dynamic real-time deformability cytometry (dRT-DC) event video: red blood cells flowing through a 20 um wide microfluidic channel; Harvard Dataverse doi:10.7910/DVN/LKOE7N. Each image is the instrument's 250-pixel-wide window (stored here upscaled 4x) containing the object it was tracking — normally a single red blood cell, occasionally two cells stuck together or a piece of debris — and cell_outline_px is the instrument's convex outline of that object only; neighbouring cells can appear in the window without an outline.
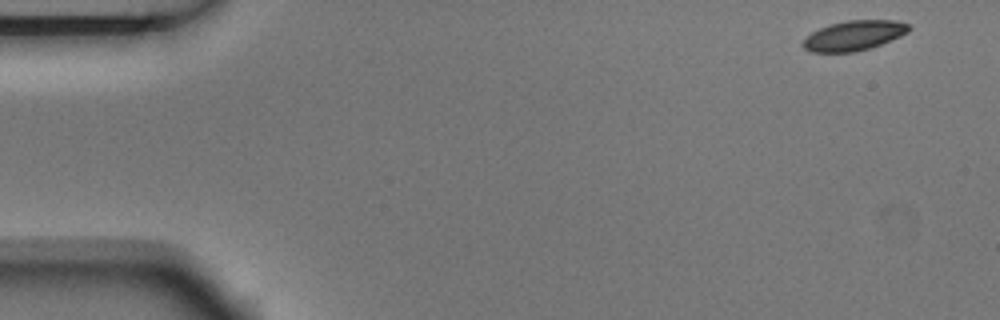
{"species": "Egyptian fruit bat (a non-hibernating species)", "species_latin": "Rousettus aegyptiacus", "temperature_condition": "room temperature", "stored_images_in_passage": 15, "camera_frame_rate_fps": 3000, "um_per_image_px": 0.085, "animal": {"sex": "male"}, "frame": {"image": 1, "passage_image": 1, "time_ms": 0.0, "image_size_px": [1000, 320], "cell_outline_px": [[912, 28], [908, 32], [900, 36], [880, 44], [856, 52], [812, 52], [804, 48], [800, 44], [812, 32], [820, 28], [832, 24], [848, 20], [896, 20], [908, 24]], "centroid_in_image_um": [72.59, 3.02], "position_along_channel_um": 12.4, "area_um2": 18.26}}
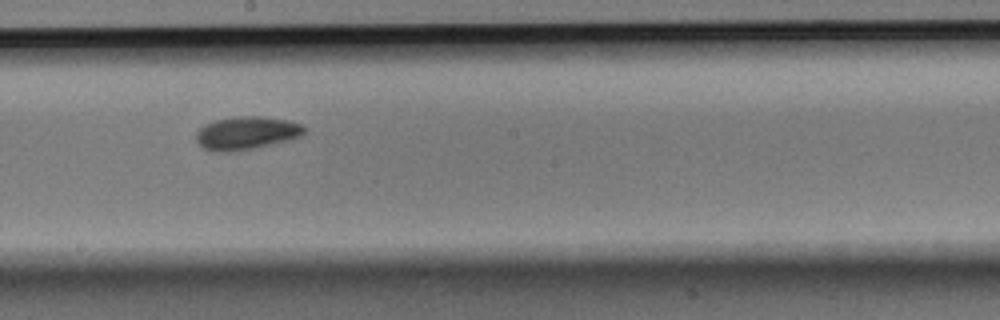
{"frame": {"image": 2, "passage_image": 8, "time_ms": 2.333, "image_size_px": [1000, 320], "cell_outline_px": [[304, 132], [300, 136], [292, 140], [252, 148], [228, 152], [216, 152], [204, 148], [196, 140], [196, 132], [204, 124], [216, 120], [240, 116], [260, 116], [288, 120], [300, 124], [304, 128]], "centroid_in_image_um": [20.94, 11.31], "position_along_channel_um": 227.3, "area_um2": 20.69}}
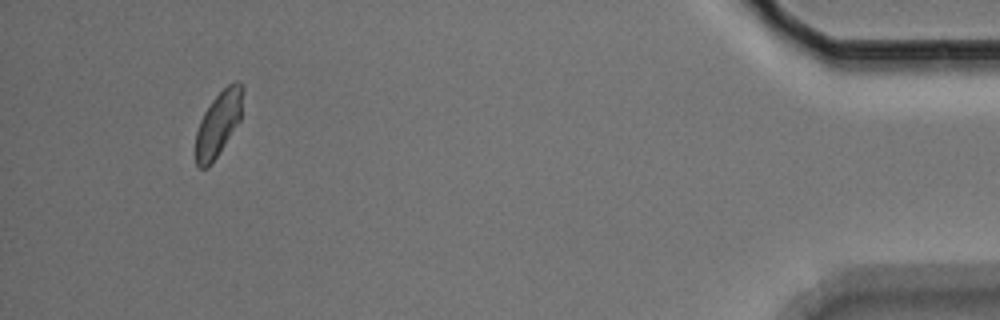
{"frame": {"image": 3, "passage_image": 13, "time_ms": 4.0, "image_size_px": [1000, 320], "cell_outline_px": [[244, 88], [240, 120], [208, 168], [200, 168], [196, 164], [196, 132], [200, 120], [204, 112], [212, 100], [228, 84], [236, 80], [240, 80], [244, 84]], "centroid_in_image_um": [18.58, 10.45], "position_along_channel_um": 416.6, "area_um2": 17.63}}